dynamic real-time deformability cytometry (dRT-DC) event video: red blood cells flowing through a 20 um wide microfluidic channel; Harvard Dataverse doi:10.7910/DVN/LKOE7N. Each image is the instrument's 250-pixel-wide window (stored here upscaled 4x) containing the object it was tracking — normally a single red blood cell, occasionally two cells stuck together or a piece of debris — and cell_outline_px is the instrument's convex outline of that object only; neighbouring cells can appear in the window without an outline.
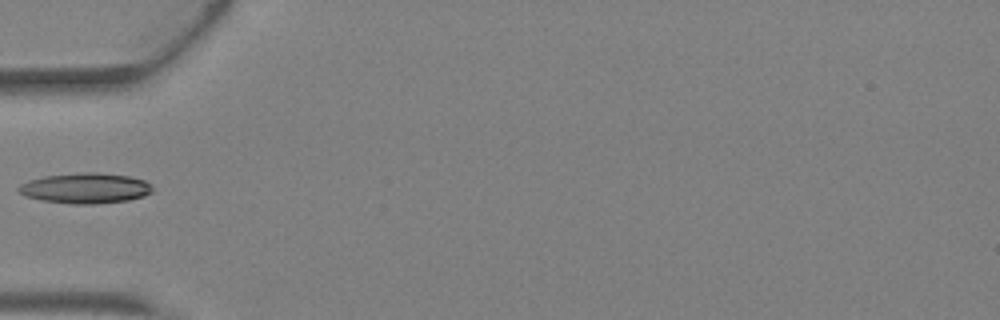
{"species": "Egyptian fruit bat (a non-hibernating species)", "species_latin": "Rousettus aegyptiacus", "temperature_condition": "warm", "stored_images_in_passage": 4, "camera_frame_rate_fps": 3000, "um_per_image_px": 0.085, "animal": {"sex": "female"}, "frame": {"image": 1, "passage_image": 4, "time_ms": 1.0, "image_size_px": [1000, 320], "cell_outline_px": [[152, 192], [144, 196], [128, 200], [96, 204], [72, 204], [40, 200], [24, 196], [16, 188], [20, 184], [28, 180], [44, 176], [88, 172], [96, 172], [128, 176], [144, 180], [152, 184]], "centroid_in_image_um": [7.25, 16.0], "position_along_channel_um": 77.8, "area_um2": 23.81}}